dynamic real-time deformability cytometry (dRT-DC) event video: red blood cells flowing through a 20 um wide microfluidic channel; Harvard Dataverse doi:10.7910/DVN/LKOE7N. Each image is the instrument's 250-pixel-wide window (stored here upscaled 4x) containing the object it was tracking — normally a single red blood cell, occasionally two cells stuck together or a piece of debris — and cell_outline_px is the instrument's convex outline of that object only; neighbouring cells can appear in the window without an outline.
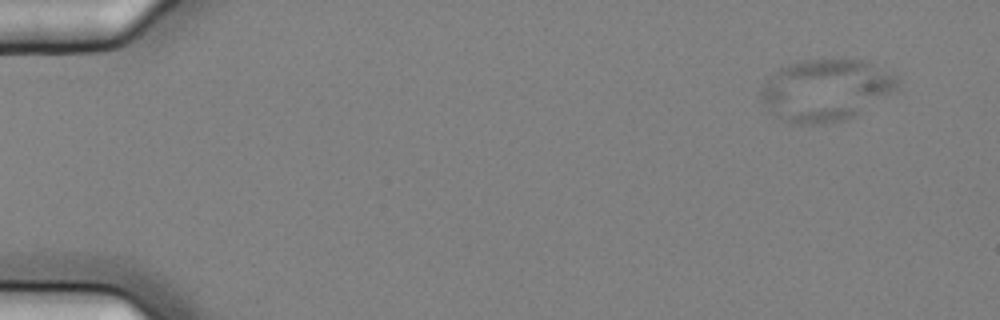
{"species": "common noctule bat (a hibernating species)", "species_latin": "Nyctalus noctula", "temperature_condition": "cold", "stored_images_in_passage": 7, "camera_frame_rate_fps": 3000, "um_per_image_px": 0.085, "animal": {"sex": "female", "body_mass_g": 25.1}, "frame": {"image": 1, "passage_image": 1, "time_ms": 0.0, "image_size_px": [1000, 320], "cell_outline_px": [[896, 92], [856, 116], [844, 120], [812, 124], [796, 124], [784, 120], [768, 112], [760, 96], [760, 92], [764, 84], [780, 68], [788, 64], [800, 60], [832, 56], [844, 56], [868, 60], [896, 76]], "centroid_in_image_um": [70.23, 7.6], "position_along_channel_um": 14.8, "area_um2": 50.23}}